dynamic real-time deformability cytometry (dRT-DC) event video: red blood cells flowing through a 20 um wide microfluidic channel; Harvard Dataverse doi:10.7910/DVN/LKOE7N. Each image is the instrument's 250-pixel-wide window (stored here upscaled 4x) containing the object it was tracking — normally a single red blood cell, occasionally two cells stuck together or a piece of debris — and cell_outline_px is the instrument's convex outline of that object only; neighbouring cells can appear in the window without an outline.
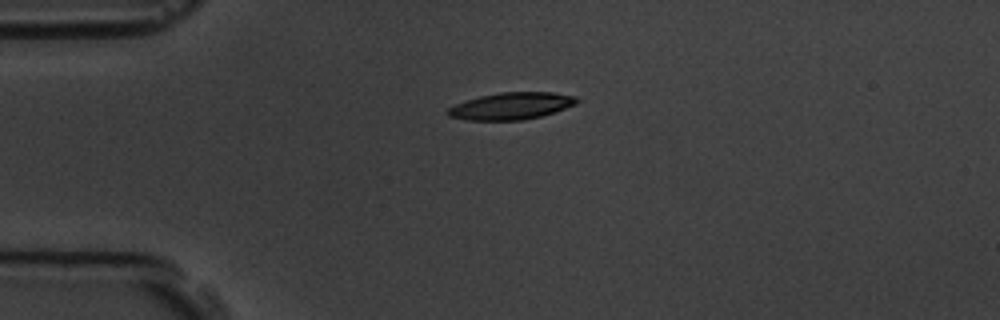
{"species": "common noctule bat (a hibernating species)", "species_latin": "Nyctalus noctula", "temperature_condition": "room temperature", "stored_images_in_passage": 2, "camera_frame_rate_fps": 3000, "um_per_image_px": 0.085, "animal": {"sex": "male", "body_mass_g": 19.5, "forearm_length_mm": 54.6}, "frame": {"image": 1, "passage_image": 1, "time_ms": 0.0, "image_size_px": [1000, 320], "cell_outline_px": [[580, 100], [576, 104], [540, 116], [524, 120], [468, 120], [448, 116], [444, 112], [448, 108], [456, 104], [480, 96], [500, 92], [552, 92], [576, 96]], "centroid_in_image_um": [43.45, 9.0], "position_along_channel_um": 41.6, "area_um2": 20.17}}